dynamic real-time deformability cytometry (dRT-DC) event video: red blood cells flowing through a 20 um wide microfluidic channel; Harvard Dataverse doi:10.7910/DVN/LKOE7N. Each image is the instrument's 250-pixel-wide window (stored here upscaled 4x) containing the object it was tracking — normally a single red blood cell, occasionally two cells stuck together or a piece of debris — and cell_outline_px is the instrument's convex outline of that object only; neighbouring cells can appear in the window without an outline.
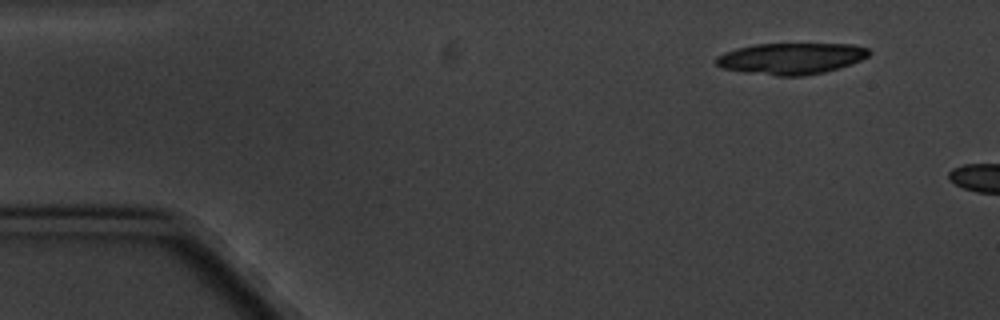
{"species": "common noctule bat (a hibernating species)", "species_latin": "Nyctalus noctula", "temperature_condition": "cold", "stored_images_in_passage": 2, "camera_frame_rate_fps": 3000, "um_per_image_px": 0.085, "animal": {"sex": "male", "body_mass_g": 20.1, "forearm_length_mm": 53.5}, "frame": {"image": 1, "passage_image": 1, "time_ms": 0.0, "image_size_px": [1000, 320], "cell_outline_px": [[872, 52], [868, 56], [860, 60], [824, 72], [804, 76], [776, 76], [744, 72], [720, 68], [712, 60], [716, 56], [724, 52], [736, 48], [756, 44], [852, 44], [868, 48]], "centroid_in_image_um": [67.18, 4.97], "position_along_channel_um": 17.8, "area_um2": 28.03}}